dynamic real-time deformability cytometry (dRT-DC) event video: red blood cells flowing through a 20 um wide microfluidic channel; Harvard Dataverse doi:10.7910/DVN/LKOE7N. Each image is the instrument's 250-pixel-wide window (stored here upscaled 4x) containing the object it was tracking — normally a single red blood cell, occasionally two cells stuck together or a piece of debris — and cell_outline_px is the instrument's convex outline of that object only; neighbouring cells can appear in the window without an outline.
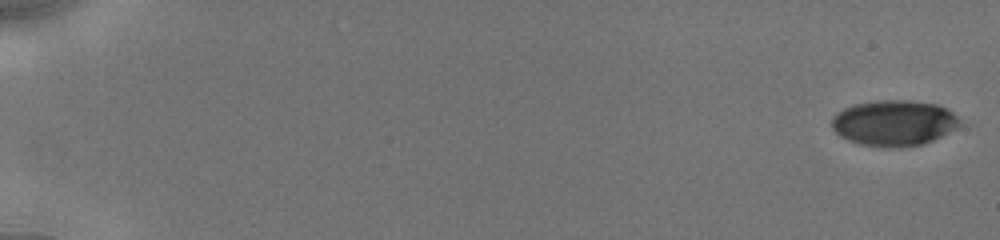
{"species": "human", "species_latin": "Homo sapiens", "temperature_condition": "cold", "stored_images_in_passage": 9, "camera_frame_rate_fps": 3000, "um_per_image_px": 0.085, "donor": {"sex": "male"}, "frame": {"image": 1, "passage_image": 1, "time_ms": 0.0, "image_size_px": [1000, 240], "cell_outline_px": [[960, 124], [956, 128], [924, 144], [900, 148], [884, 148], [860, 144], [848, 140], [840, 136], [832, 128], [832, 116], [836, 112], [844, 108], [856, 104], [880, 100], [912, 100], [936, 104], [948, 108], [960, 120]], "centroid_in_image_um": [75.98, 10.46], "position_along_channel_um": 9.0, "area_um2": 34.33}}
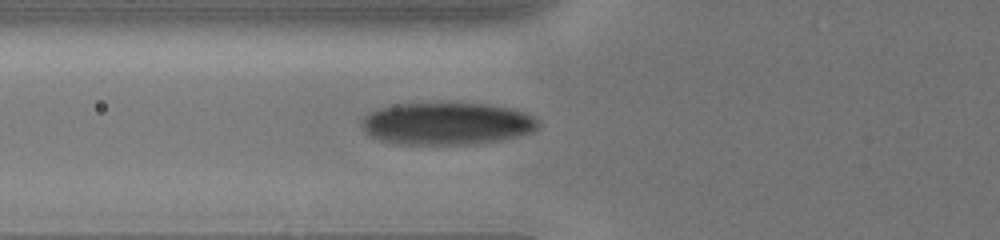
{"frame": {"image": 2, "passage_image": 9, "time_ms": 7.0, "image_size_px": [1000, 240], "cell_outline_px": [[540, 128], [532, 132], [500, 140], [476, 144], [400, 144], [380, 140], [364, 132], [360, 124], [364, 116], [368, 112], [376, 108], [396, 104], [448, 100], [488, 104], [512, 108], [536, 116], [540, 120]], "centroid_in_image_um": [38.0, 10.45], "position_along_channel_um": 87.8, "area_um2": 45.14}}